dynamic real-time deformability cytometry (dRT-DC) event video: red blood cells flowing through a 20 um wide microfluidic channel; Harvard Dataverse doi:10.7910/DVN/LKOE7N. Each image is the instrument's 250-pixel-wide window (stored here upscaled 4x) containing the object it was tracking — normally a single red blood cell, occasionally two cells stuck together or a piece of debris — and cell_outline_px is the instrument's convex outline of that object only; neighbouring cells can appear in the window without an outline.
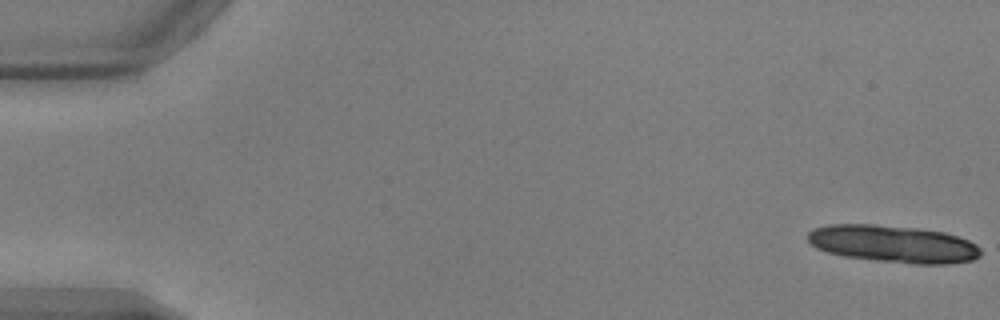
{"species": "common noctule bat (a hibernating species)", "species_latin": "Nyctalus noctula", "temperature_condition": "warm", "stored_images_in_passage": 15, "camera_frame_rate_fps": 3000, "um_per_image_px": 0.085, "animal": {"sex": "male", "body_mass_g": 17.9, "forearm_length_mm": 54.2}, "frame": {"image": 1, "passage_image": 1, "time_ms": 0.0, "image_size_px": [1000, 320], "cell_outline_px": [[980, 256], [972, 260], [948, 264], [912, 264], [876, 260], [844, 256], [828, 252], [816, 248], [808, 240], [808, 232], [812, 228], [828, 224], [872, 224], [920, 228], [944, 232], [968, 240], [976, 244], [980, 248]], "centroid_in_image_um": [75.92, 20.73], "position_along_channel_um": 9.1, "area_um2": 37.69}}